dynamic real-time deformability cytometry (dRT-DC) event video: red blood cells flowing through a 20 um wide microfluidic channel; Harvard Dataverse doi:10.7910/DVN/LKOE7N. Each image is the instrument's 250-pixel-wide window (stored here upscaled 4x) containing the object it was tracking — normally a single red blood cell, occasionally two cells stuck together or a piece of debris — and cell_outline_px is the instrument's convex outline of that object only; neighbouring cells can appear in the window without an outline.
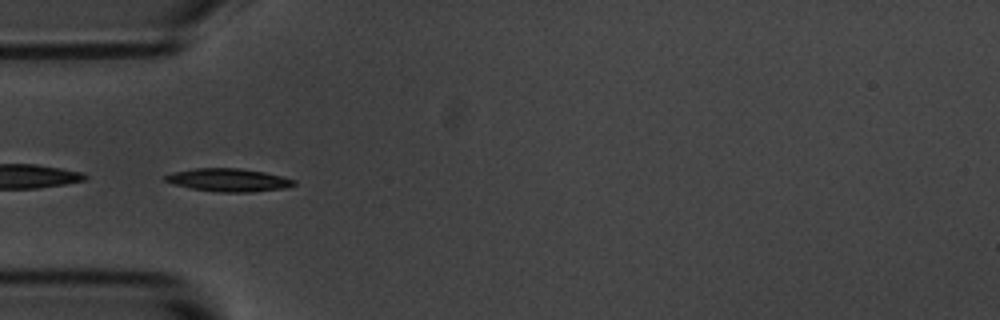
{"species": "common noctule bat (a hibernating species)", "species_latin": "Nyctalus noctula", "temperature_condition": "room temperature", "stored_images_in_passage": 53, "camera_frame_rate_fps": 3000, "um_per_image_px": 0.085, "animal": {"sex": "male", "body_mass_g": 20.1, "forearm_length_mm": 53.5}, "frame": {"image": 1, "passage_image": 15, "time_ms": 4.667, "image_size_px": [1000, 320], "cell_outline_px": [[296, 184], [284, 188], [248, 192], [220, 192], [192, 188], [172, 184], [164, 180], [164, 176], [172, 172], [196, 168], [240, 168], [264, 172], [296, 180]], "centroid_in_image_um": [19.4, 15.29], "position_along_channel_um": 65.6, "area_um2": 17.11}}
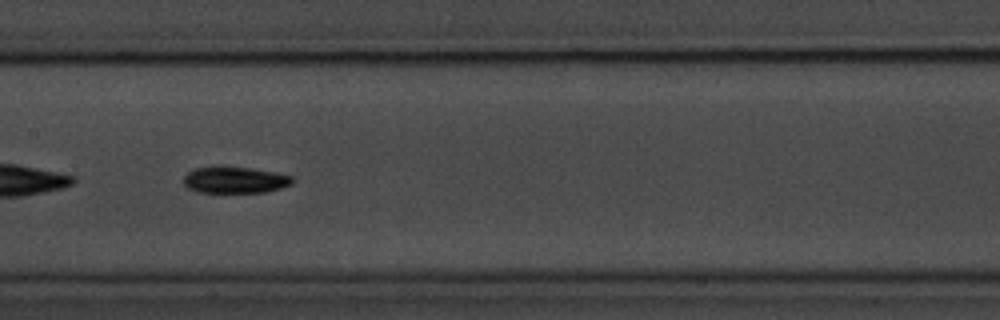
{"frame": {"image": 2, "passage_image": 25, "time_ms": 8.0, "image_size_px": [1000, 320], "cell_outline_px": [[296, 180], [292, 184], [280, 188], [264, 192], [196, 192], [188, 188], [184, 184], [184, 176], [188, 172], [196, 168], [216, 164], [252, 168], [276, 172], [292, 176]], "centroid_in_image_um": [19.96, 15.26], "position_along_channel_um": 187.4, "area_um2": 17.28}}
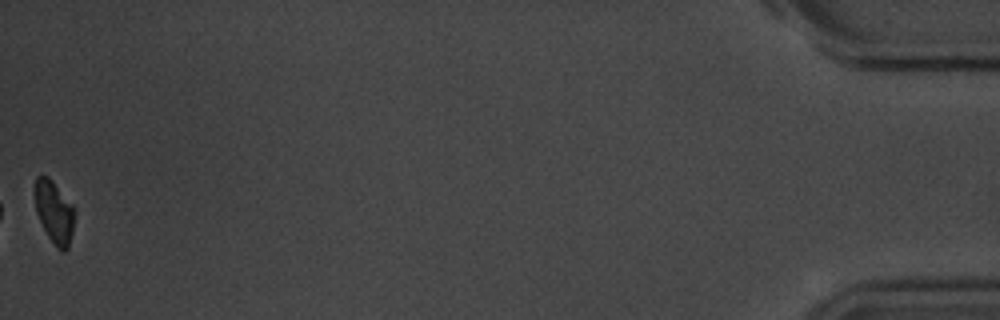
{"frame": {"image": 3, "passage_image": 53, "time_ms": 17.333, "image_size_px": [1000, 320], "cell_outline_px": [[76, 212], [72, 232], [68, 248], [64, 252], [60, 252], [56, 248], [48, 236], [36, 212], [32, 192], [36, 176], [48, 176], [52, 180], [76, 208]], "centroid_in_image_um": [4.6, 18.0], "position_along_channel_um": 430.6, "area_um2": 14.97}, "authors_computed_cell_mechanics": {"area_um2": 16.9932, "velocity_mm_per_s": 3.6504, "shape_relaxation_time_tau1_ms": 2.2701, "shape_relaxation_time_tau2_ms": null, "deformation_change_tau1": 0.1037, "deformation_change_tau2": null}}